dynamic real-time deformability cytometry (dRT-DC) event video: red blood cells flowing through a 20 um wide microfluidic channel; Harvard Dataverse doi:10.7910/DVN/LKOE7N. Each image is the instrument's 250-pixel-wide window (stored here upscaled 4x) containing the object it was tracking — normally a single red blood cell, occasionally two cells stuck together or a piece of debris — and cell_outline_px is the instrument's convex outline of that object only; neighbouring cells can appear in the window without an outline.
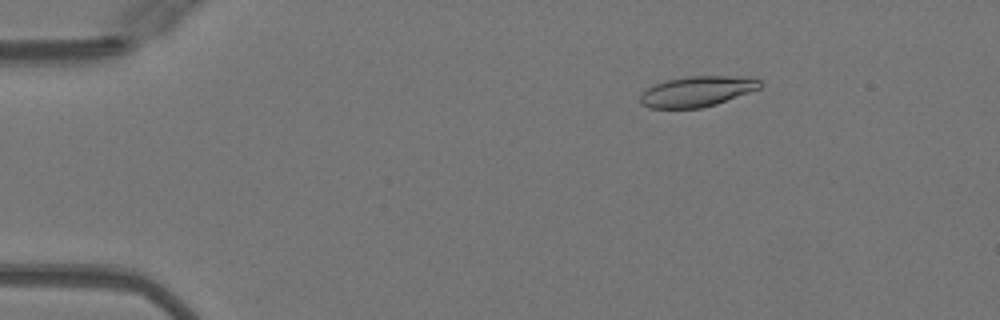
{"species": "Egyptian fruit bat (a non-hibernating species)", "species_latin": "Rousettus aegyptiacus", "temperature_condition": "warm", "stored_images_in_passage": 50, "camera_frame_rate_fps": 3000, "um_per_image_px": 0.085, "animal": {"sex": "female"}, "frame": {"image": 1, "passage_image": 8, "time_ms": 2.333, "image_size_px": [1000, 320], "cell_outline_px": [[764, 84], [760, 88], [716, 104], [700, 108], [648, 108], [640, 104], [640, 96], [648, 88], [656, 84], [668, 80], [688, 76], [728, 76], [760, 80]], "centroid_in_image_um": [59.22, 7.78], "position_along_channel_um": 25.8, "area_um2": 20.92}}
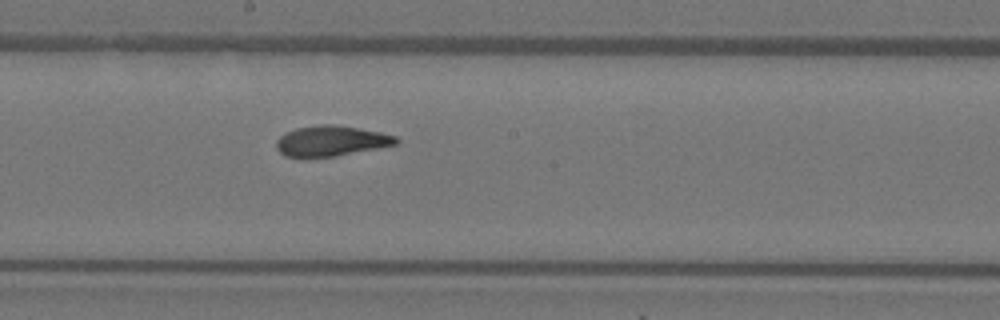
{"frame": {"image": 2, "passage_image": 28, "time_ms": 9.0, "image_size_px": [1000, 320], "cell_outline_px": [[400, 144], [336, 156], [284, 156], [276, 148], [276, 140], [280, 136], [296, 128], [320, 124], [332, 124], [380, 132], [396, 136], [400, 140]], "centroid_in_image_um": [28.19, 11.97], "position_along_channel_um": 220.0, "area_um2": 21.04}}
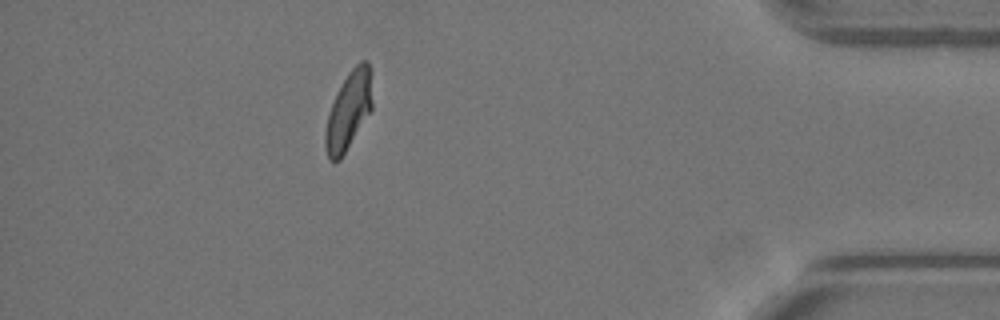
{"frame": {"image": 3, "passage_image": 45, "time_ms": 14.667, "image_size_px": [1000, 320], "cell_outline_px": [[372, 108], [340, 160], [328, 160], [324, 148], [324, 132], [328, 116], [336, 92], [348, 72], [360, 60], [368, 60], [372, 72]], "centroid_in_image_um": [29.63, 9.36], "position_along_channel_um": 405.6, "area_um2": 21.5}, "authors_computed_cell_mechanics": {"area_um2": 21.4149, "velocity_mm_per_s": 4.0635, "shape_relaxation_time_tau1_ms": 5.9379, "shape_relaxation_time_tau2_ms": 1.2636, "deformation_change_tau1": 0.1899, "deformation_change_tau2": 0.073}}